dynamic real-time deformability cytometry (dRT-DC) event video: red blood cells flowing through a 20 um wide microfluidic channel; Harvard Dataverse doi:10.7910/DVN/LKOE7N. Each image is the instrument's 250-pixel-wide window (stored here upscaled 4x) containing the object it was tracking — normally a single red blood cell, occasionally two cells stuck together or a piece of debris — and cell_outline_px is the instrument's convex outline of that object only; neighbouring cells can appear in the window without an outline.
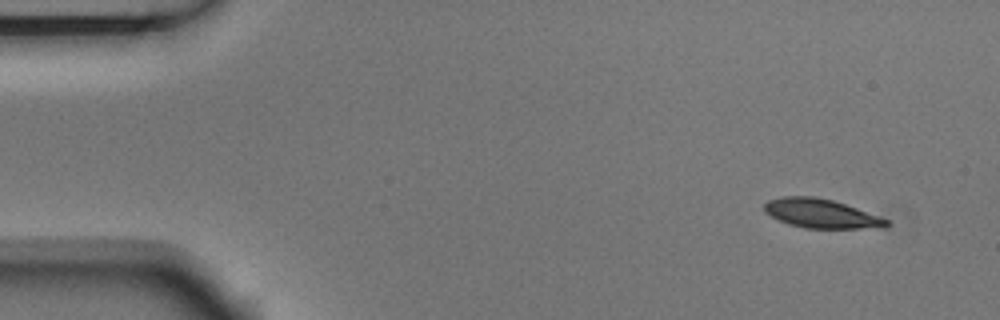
{"species": "Egyptian fruit bat (a non-hibernating species)", "species_latin": "Rousettus aegyptiacus", "temperature_condition": "room temperature", "stored_images_in_passage": 4, "camera_frame_rate_fps": 3000, "um_per_image_px": 0.085, "animal": {"sex": "male"}, "frame": {"image": 1, "passage_image": 1, "time_ms": 0.0, "image_size_px": [1000, 320], "cell_outline_px": [[892, 224], [884, 228], [804, 228], [788, 224], [764, 212], [764, 204], [768, 200], [784, 196], [812, 196], [832, 200], [856, 208], [888, 220]], "centroid_in_image_um": [69.79, 18.16], "position_along_channel_um": 15.2, "area_um2": 20.52}}
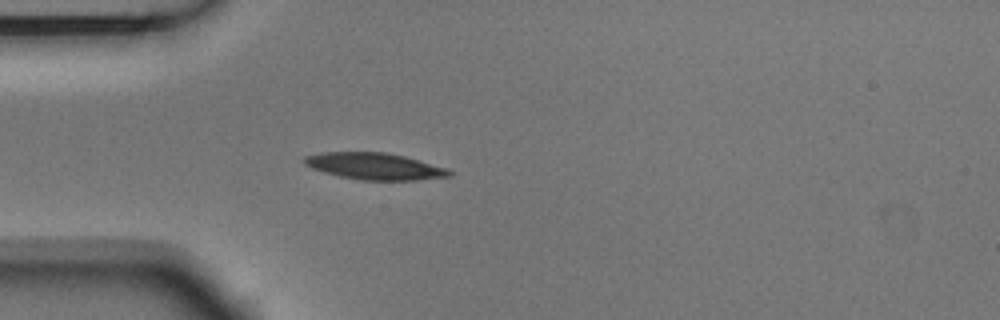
{"frame": {"image": 2, "passage_image": 4, "time_ms": 1.0, "image_size_px": [1000, 320], "cell_outline_px": [[452, 176], [416, 180], [360, 180], [340, 176], [324, 172], [312, 168], [304, 164], [304, 156], [320, 152], [384, 152], [404, 156], [444, 168], [452, 172]], "centroid_in_image_um": [31.79, 14.13], "position_along_channel_um": 53.2, "area_um2": 22.31}}